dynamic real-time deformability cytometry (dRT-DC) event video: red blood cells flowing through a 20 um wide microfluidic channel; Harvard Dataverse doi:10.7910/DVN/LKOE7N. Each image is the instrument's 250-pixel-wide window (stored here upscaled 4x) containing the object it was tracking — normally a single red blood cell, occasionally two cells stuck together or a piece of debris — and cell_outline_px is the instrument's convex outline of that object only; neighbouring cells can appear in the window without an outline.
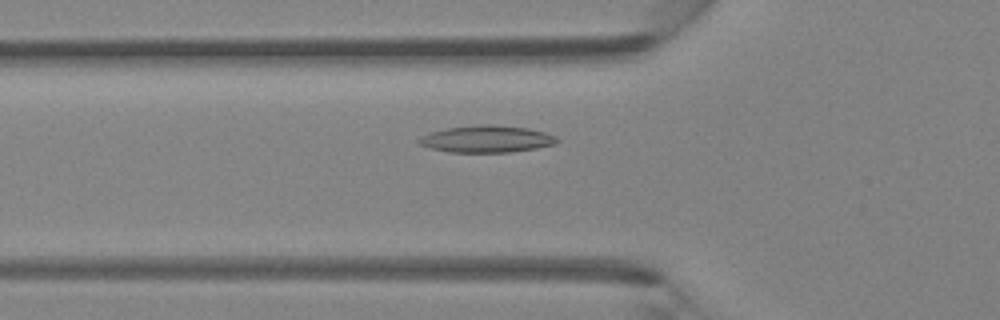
{"species": "Egyptian fruit bat (a non-hibernating species)", "species_latin": "Rousettus aegyptiacus", "temperature_condition": "room temperature", "stored_images_in_passage": 46, "camera_frame_rate_fps": 3000, "um_per_image_px": 0.085, "animal": {"sex": "female"}, "frame": {"image": 1, "passage_image": 16, "time_ms": 5.0, "image_size_px": [1000, 320], "cell_outline_px": [[560, 140], [556, 144], [536, 148], [512, 152], [448, 152], [432, 148], [420, 144], [416, 140], [420, 136], [432, 132], [448, 128], [484, 124], [492, 124], [528, 128], [544, 132], [556, 136]], "centroid_in_image_um": [41.4, 11.82], "position_along_channel_um": 84.4, "area_um2": 21.62}}
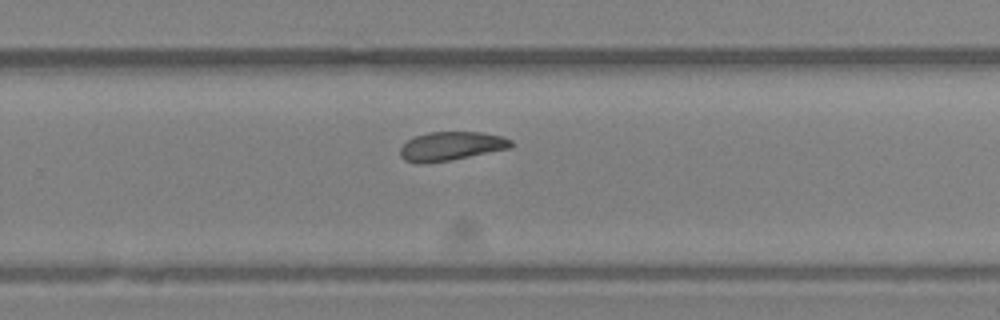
{"frame": {"image": 2, "passage_image": 30, "time_ms": 9.667, "image_size_px": [1000, 320], "cell_outline_px": [[512, 148], [448, 160], [420, 164], [416, 164], [404, 160], [400, 156], [400, 148], [408, 140], [416, 136], [428, 132], [480, 132], [504, 136], [512, 140]], "centroid_in_image_um": [38.35, 12.42], "position_along_channel_um": 291.5, "area_um2": 18.61}}
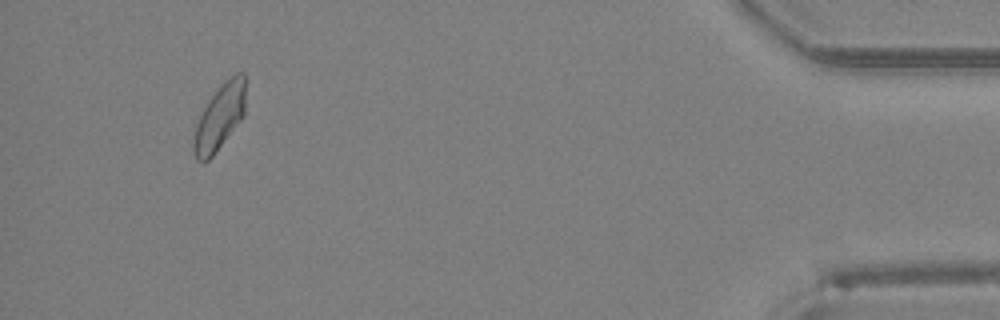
{"frame": {"image": 3, "passage_image": 43, "time_ms": 14.0, "image_size_px": [1000, 320], "cell_outline_px": [[244, 116], [212, 156], [208, 160], [196, 160], [192, 148], [192, 144], [196, 124], [208, 100], [220, 84], [224, 80], [236, 72], [244, 72]], "centroid_in_image_um": [18.66, 9.93], "position_along_channel_um": 416.5, "area_um2": 19.65}}